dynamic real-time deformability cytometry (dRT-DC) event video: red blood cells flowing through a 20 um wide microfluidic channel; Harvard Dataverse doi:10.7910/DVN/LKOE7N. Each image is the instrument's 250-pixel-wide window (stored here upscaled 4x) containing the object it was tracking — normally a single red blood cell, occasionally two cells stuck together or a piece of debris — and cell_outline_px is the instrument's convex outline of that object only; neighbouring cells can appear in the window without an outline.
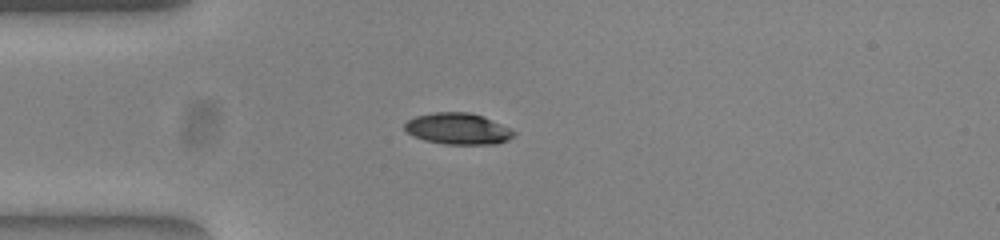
{"species": "common noctule bat (a hibernating species)", "species_latin": "Nyctalus noctula", "temperature_condition": "warm", "stored_images_in_passage": 40, "camera_frame_rate_fps": 3000, "um_per_image_px": 0.085, "animal": {"sex": "female", "body_mass_g": 23.0, "forearm_length_mm": 53.4}, "frame": {"image": 1, "passage_image": 1, "time_ms": 0.0, "image_size_px": [1000, 240], "cell_outline_px": [[516, 132], [508, 140], [496, 144], [448, 144], [424, 140], [412, 136], [404, 128], [404, 124], [408, 120], [416, 116], [432, 112], [468, 112], [480, 116], [500, 124]], "centroid_in_image_um": [38.88, 10.94], "position_along_channel_um": 46.1, "area_um2": 19.65}}
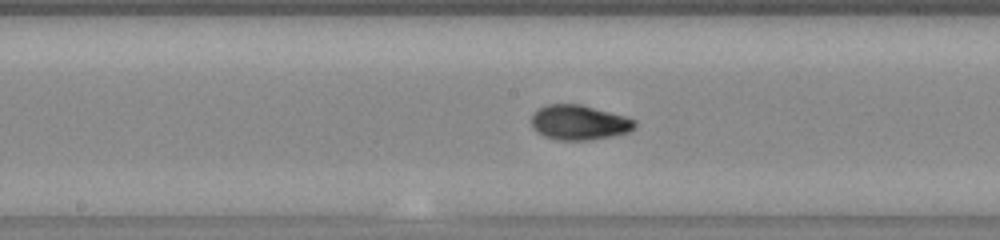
{"frame": {"image": 2, "passage_image": 14, "time_ms": 4.333, "image_size_px": [1000, 240], "cell_outline_px": [[636, 124], [628, 132], [612, 136], [588, 140], [560, 140], [544, 136], [536, 132], [532, 128], [532, 116], [540, 108], [548, 104], [580, 104], [624, 116], [636, 120]], "centroid_in_image_um": [49.21, 10.42], "position_along_channel_um": 199.0, "area_um2": 20.75}}
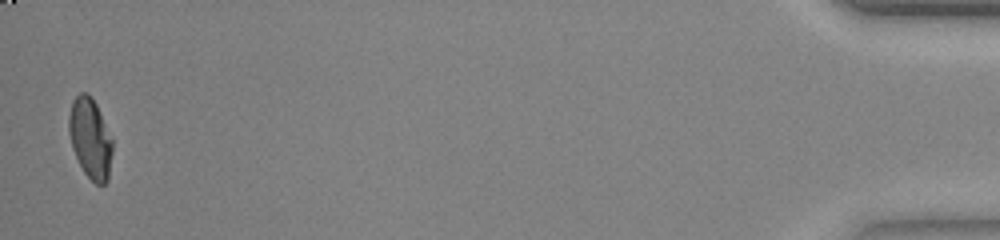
{"frame": {"image": 3, "passage_image": 39, "time_ms": 12.667, "image_size_px": [1000, 240], "cell_outline_px": [[112, 152], [108, 176], [104, 184], [96, 184], [84, 172], [72, 148], [68, 132], [68, 116], [72, 100], [80, 92], [84, 92], [92, 96], [96, 104], [112, 140]], "centroid_in_image_um": [7.64, 11.72], "position_along_channel_um": 427.6, "area_um2": 20.17}, "authors_computed_cell_mechanics": {"area_um2": 20.2878, "velocity_mm_per_s": 3.8931, "shape_relaxation_time_tau1_ms": 4.1059, "shape_relaxation_time_tau2_ms": 0.7456, "deformation_change_tau1": 0.1708, "deformation_change_tau2": 0.0403}}